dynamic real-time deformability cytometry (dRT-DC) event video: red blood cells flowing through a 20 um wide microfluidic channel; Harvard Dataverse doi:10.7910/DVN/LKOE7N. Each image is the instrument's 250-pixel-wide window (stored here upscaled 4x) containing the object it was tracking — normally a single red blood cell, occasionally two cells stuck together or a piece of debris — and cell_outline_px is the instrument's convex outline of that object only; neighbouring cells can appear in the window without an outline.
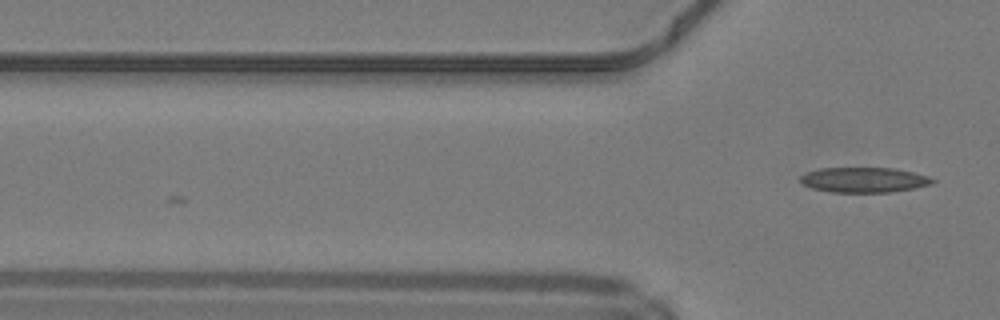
{"species": "common noctule bat (a hibernating species)", "species_latin": "Nyctalus noctula", "temperature_condition": "warm", "stored_images_in_passage": 3, "camera_frame_rate_fps": 3000, "um_per_image_px": 0.085, "animal": {"sex": "male", "body_mass_g": 19.2, "forearm_length_mm": 51.8}, "frame": {"image": 1, "passage_image": 3, "time_ms": 0.667, "image_size_px": [1000, 320], "cell_outline_px": [[936, 180], [932, 184], [892, 192], [832, 192], [812, 188], [804, 184], [800, 180], [800, 176], [804, 172], [820, 168], [892, 168], [912, 172], [928, 176]], "centroid_in_image_um": [73.41, 15.28], "position_along_channel_um": 52.4, "area_um2": 19.25}}